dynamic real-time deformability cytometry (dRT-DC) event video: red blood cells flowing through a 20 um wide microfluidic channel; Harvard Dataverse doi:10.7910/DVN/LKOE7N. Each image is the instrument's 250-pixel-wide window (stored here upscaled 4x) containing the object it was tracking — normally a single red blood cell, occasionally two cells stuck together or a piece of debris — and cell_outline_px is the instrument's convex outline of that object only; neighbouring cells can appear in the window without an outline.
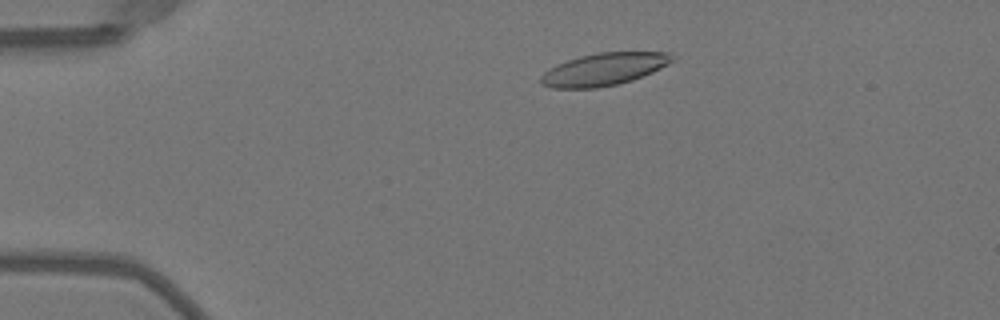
{"species": "Egyptian fruit bat (a non-hibernating species)", "species_latin": "Rousettus aegyptiacus", "temperature_condition": "warm", "stored_images_in_passage": 49, "camera_frame_rate_fps": 3000, "um_per_image_px": 0.085, "animal": {"sex": "female"}, "frame": {"image": 1, "passage_image": 9, "time_ms": 2.667, "image_size_px": [1000, 320], "cell_outline_px": [[672, 60], [668, 64], [652, 72], [632, 80], [616, 84], [596, 88], [552, 88], [540, 84], [540, 76], [544, 72], [556, 64], [580, 56], [600, 52], [668, 52], [672, 56]], "centroid_in_image_um": [51.28, 5.89], "position_along_channel_um": 33.7, "area_um2": 24.62}}
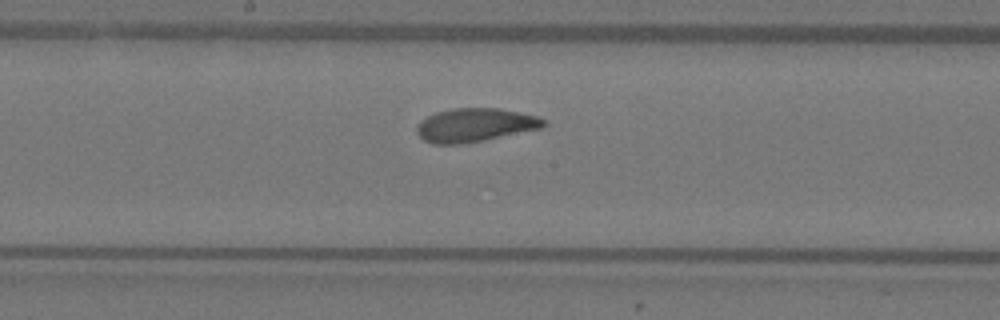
{"frame": {"image": 2, "passage_image": 26, "time_ms": 8.333, "image_size_px": [1000, 320], "cell_outline_px": [[548, 124], [544, 128], [464, 144], [432, 144], [424, 140], [416, 132], [416, 128], [420, 120], [436, 112], [452, 108], [500, 108], [520, 112], [536, 116], [544, 120]], "centroid_in_image_um": [40.38, 10.63], "position_along_channel_um": 207.8, "area_um2": 25.03}}
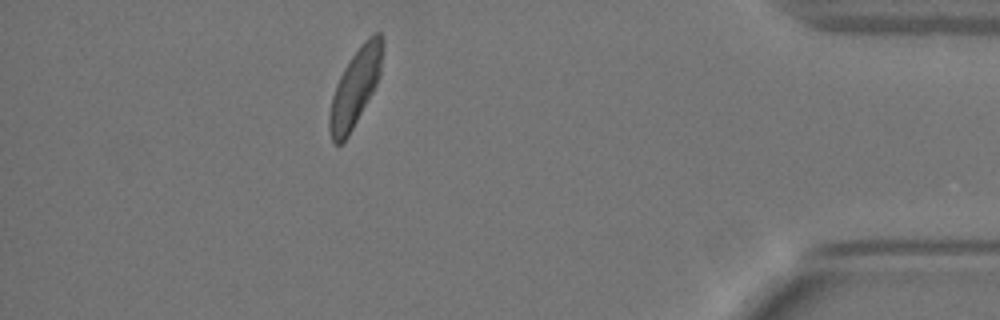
{"frame": {"image": 3, "passage_image": 44, "time_ms": 14.333, "image_size_px": [1000, 320], "cell_outline_px": [[384, 44], [380, 76], [372, 92], [348, 136], [340, 144], [336, 144], [332, 140], [328, 128], [328, 116], [332, 96], [336, 84], [344, 68], [360, 44], [368, 36], [376, 32], [380, 32], [384, 40]], "centroid_in_image_um": [30.2, 7.39], "position_along_channel_um": 405.0, "area_um2": 23.81}, "authors_computed_cell_mechanics": {"area_um2": 24.7962, "velocity_mm_per_s": 4.0024, "shape_relaxation_time_tau1_ms": 4.2468, "shape_relaxation_time_tau2_ms": 1.3903, "deformation_change_tau1": 0.1409, "deformation_change_tau2": 0.0788}}